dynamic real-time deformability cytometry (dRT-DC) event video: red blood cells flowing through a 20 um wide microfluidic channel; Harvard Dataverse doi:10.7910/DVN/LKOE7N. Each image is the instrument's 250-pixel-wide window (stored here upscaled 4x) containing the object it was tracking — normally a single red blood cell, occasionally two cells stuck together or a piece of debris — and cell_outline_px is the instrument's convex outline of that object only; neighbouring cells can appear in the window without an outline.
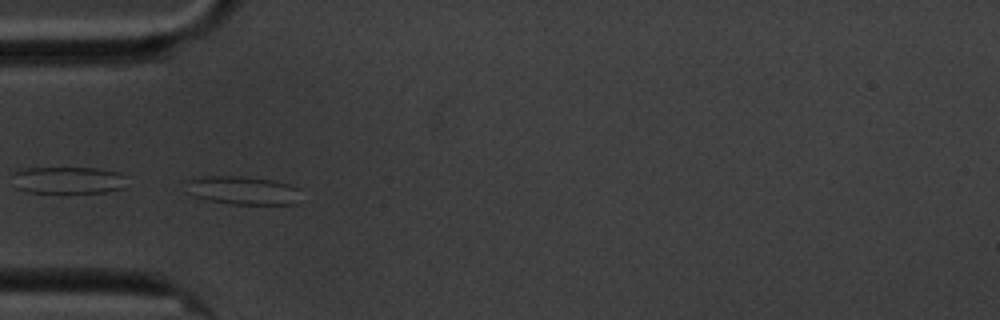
{"species": "common noctule bat (a hibernating species)", "species_latin": "Nyctalus noctula", "temperature_condition": "cold", "stored_images_in_passage": 51, "camera_frame_rate_fps": 3000, "um_per_image_px": 0.085, "animal": {"sex": "male", "body_mass_g": 20.1, "forearm_length_mm": 53.5}, "frame": {"image": 1, "passage_image": 12, "time_ms": 3.667, "image_size_px": [1000, 320], "cell_outline_px": [[300, 188], [296, 204], [228, 204], [208, 200], [192, 196], [188, 192], [188, 180], [200, 176], [248, 176], [272, 180], [288, 184]], "centroid_in_image_um": [20.63, 16.18], "position_along_channel_um": 64.4, "area_um2": 19.07}}
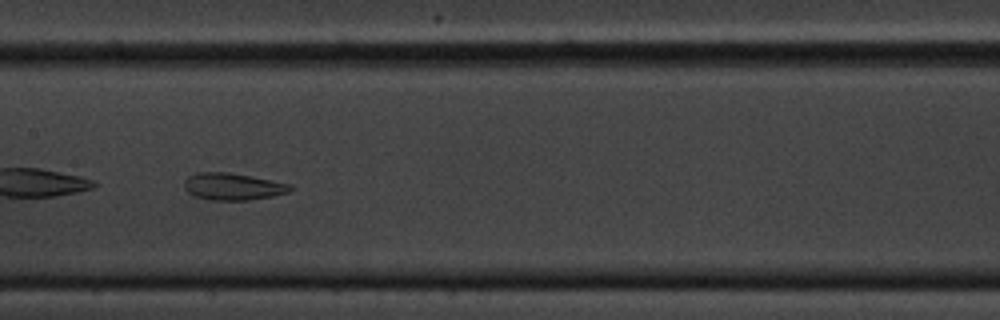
{"frame": {"image": 2, "passage_image": 23, "time_ms": 7.333, "image_size_px": [1000, 320], "cell_outline_px": [[296, 188], [288, 192], [272, 196], [248, 200], [208, 200], [192, 196], [184, 188], [184, 180], [188, 176], [196, 172], [228, 172], [272, 180], [288, 184]], "centroid_in_image_um": [19.75, 15.86], "position_along_channel_um": 187.7, "area_um2": 16.82}}
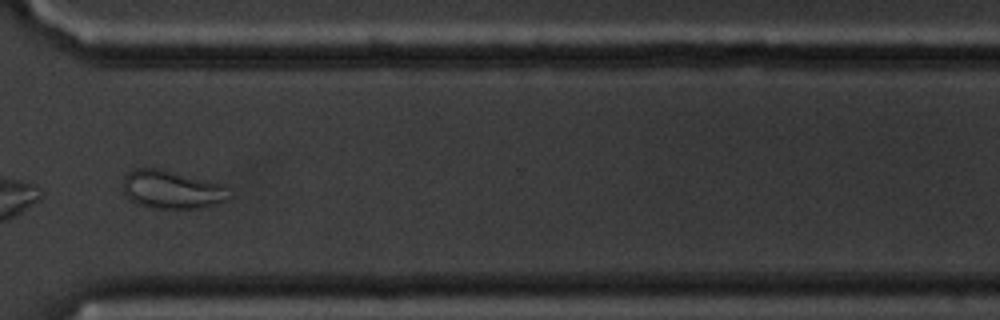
{"frame": {"image": 3, "passage_image": 38, "time_ms": 12.333, "image_size_px": [1000, 320], "cell_outline_px": [[232, 196], [228, 200], [216, 204], [200, 208], [152, 208], [136, 204], [124, 192], [124, 176], [128, 172], [136, 168], [160, 168], [220, 184]], "centroid_in_image_um": [14.59, 16.12], "position_along_channel_um": 356.0, "area_um2": 23.41}, "authors_computed_cell_mechanics": {"area_um2": 21.386, "velocity_mm_per_s": 3.3811, "shape_relaxation_time_tau1_ms": null, "shape_relaxation_time_tau2_ms": 1.6951, "deformation_change_tau1": null, "deformation_change_tau2": 0.0649}}